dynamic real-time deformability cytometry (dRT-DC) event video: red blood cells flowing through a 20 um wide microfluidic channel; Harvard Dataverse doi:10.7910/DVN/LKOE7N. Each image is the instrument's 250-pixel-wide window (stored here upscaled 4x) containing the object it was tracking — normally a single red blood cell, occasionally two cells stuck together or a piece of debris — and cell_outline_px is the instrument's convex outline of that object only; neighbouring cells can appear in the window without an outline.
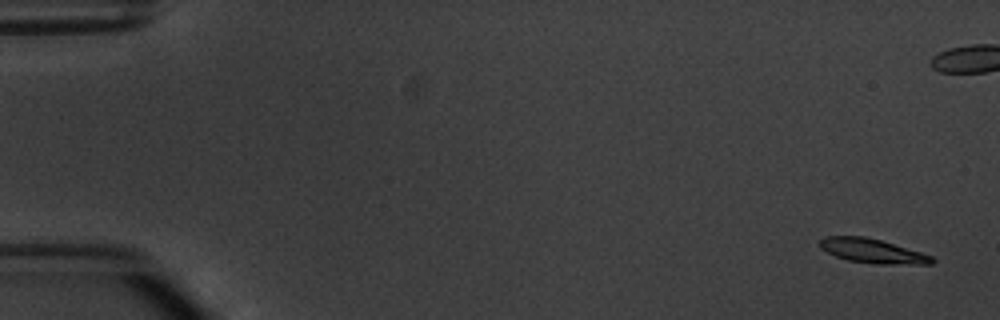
{"species": "common noctule bat (a hibernating species)", "species_latin": "Nyctalus noctula", "temperature_condition": "warm", "stored_images_in_passage": 6, "camera_frame_rate_fps": 3000, "um_per_image_px": 0.085, "animal": {"sex": "male", "body_mass_g": 20.1, "forearm_length_mm": 53.5}, "frame": {"image": 1, "passage_image": 1, "time_ms": 0.0, "image_size_px": [1000, 320], "cell_outline_px": [[936, 260], [932, 264], [876, 264], [848, 260], [836, 256], [820, 248], [820, 240], [824, 236], [864, 236], [880, 240], [920, 252], [932, 256]], "centroid_in_image_um": [74.16, 21.33], "position_along_channel_um": 10.8, "area_um2": 15.72}}
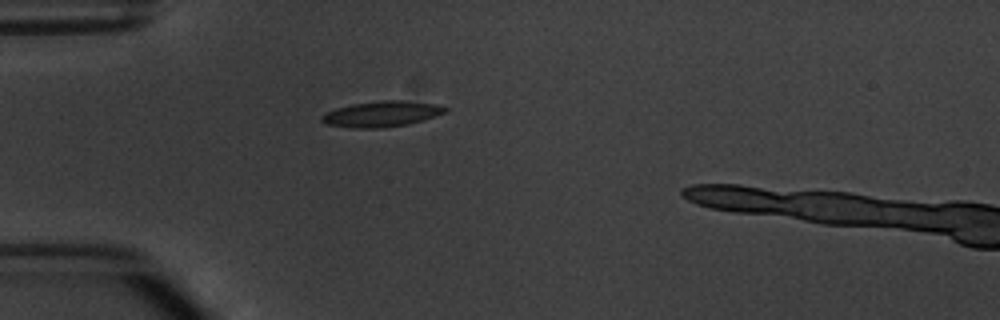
{"frame": {"image": 2, "passage_image": 6, "time_ms": 6.0, "image_size_px": [1000, 320], "cell_outline_px": [[448, 112], [424, 120], [408, 124], [384, 128], [352, 128], [328, 124], [320, 120], [320, 116], [336, 108], [352, 104], [380, 100], [400, 100], [436, 104], [448, 108]], "centroid_in_image_um": [32.47, 9.69], "position_along_channel_um": 52.5, "area_um2": 18.55}}